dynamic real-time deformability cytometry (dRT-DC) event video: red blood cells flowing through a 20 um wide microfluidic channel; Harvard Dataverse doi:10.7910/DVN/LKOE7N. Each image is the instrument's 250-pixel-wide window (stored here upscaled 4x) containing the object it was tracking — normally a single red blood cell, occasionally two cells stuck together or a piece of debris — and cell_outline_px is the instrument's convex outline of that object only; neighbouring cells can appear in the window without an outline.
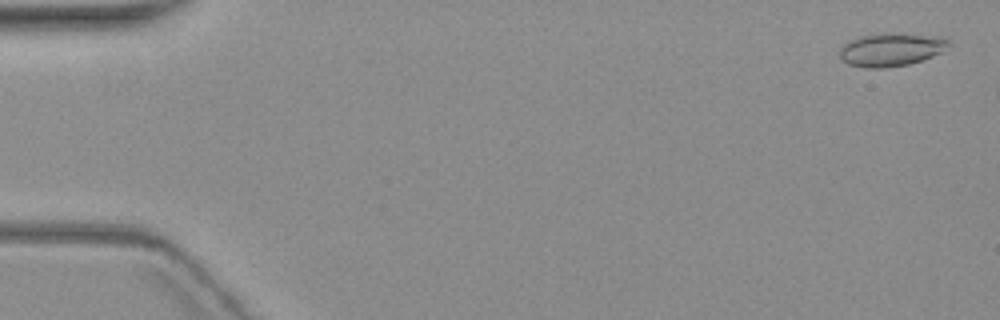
{"species": "common noctule bat (a hibernating species)", "species_latin": "Nyctalus noctula", "temperature_condition": "warm", "stored_images_in_passage": 3, "camera_frame_rate_fps": 3000, "um_per_image_px": 0.085, "animal": {"sex": "female", "body_mass_g": 19.3, "forearm_length_mm": 54.1}, "frame": {"image": 1, "passage_image": 1, "time_ms": 0.0, "image_size_px": [1000, 320], "cell_outline_px": [[952, 44], [940, 52], [932, 56], [908, 64], [884, 68], [868, 68], [848, 64], [840, 56], [840, 48], [844, 44], [860, 36], [880, 32], [944, 36]], "centroid_in_image_um": [75.77, 4.19], "position_along_channel_um": 9.2, "area_um2": 21.1}}